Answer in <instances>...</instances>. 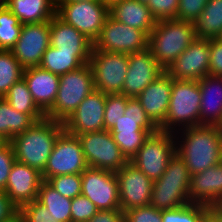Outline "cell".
I'll return each mask as SVG.
<instances>
[{
    "label": "cell",
    "mask_w": 222,
    "mask_h": 222,
    "mask_svg": "<svg viewBox=\"0 0 222 222\" xmlns=\"http://www.w3.org/2000/svg\"><path fill=\"white\" fill-rule=\"evenodd\" d=\"M24 68L11 50H0V98H3L14 83L23 78Z\"/></svg>",
    "instance_id": "cell-33"
},
{
    "label": "cell",
    "mask_w": 222,
    "mask_h": 222,
    "mask_svg": "<svg viewBox=\"0 0 222 222\" xmlns=\"http://www.w3.org/2000/svg\"><path fill=\"white\" fill-rule=\"evenodd\" d=\"M70 210L71 222H88L99 209L87 197L79 195L72 199Z\"/></svg>",
    "instance_id": "cell-39"
},
{
    "label": "cell",
    "mask_w": 222,
    "mask_h": 222,
    "mask_svg": "<svg viewBox=\"0 0 222 222\" xmlns=\"http://www.w3.org/2000/svg\"><path fill=\"white\" fill-rule=\"evenodd\" d=\"M88 167L119 171L128 160L108 130L77 135Z\"/></svg>",
    "instance_id": "cell-12"
},
{
    "label": "cell",
    "mask_w": 222,
    "mask_h": 222,
    "mask_svg": "<svg viewBox=\"0 0 222 222\" xmlns=\"http://www.w3.org/2000/svg\"><path fill=\"white\" fill-rule=\"evenodd\" d=\"M89 64L94 89L104 94H120L128 70V54L103 52L92 48Z\"/></svg>",
    "instance_id": "cell-10"
},
{
    "label": "cell",
    "mask_w": 222,
    "mask_h": 222,
    "mask_svg": "<svg viewBox=\"0 0 222 222\" xmlns=\"http://www.w3.org/2000/svg\"><path fill=\"white\" fill-rule=\"evenodd\" d=\"M210 40L196 38L165 70L173 79L195 80L209 75Z\"/></svg>",
    "instance_id": "cell-17"
},
{
    "label": "cell",
    "mask_w": 222,
    "mask_h": 222,
    "mask_svg": "<svg viewBox=\"0 0 222 222\" xmlns=\"http://www.w3.org/2000/svg\"><path fill=\"white\" fill-rule=\"evenodd\" d=\"M7 5V0H0V7H5Z\"/></svg>",
    "instance_id": "cell-53"
},
{
    "label": "cell",
    "mask_w": 222,
    "mask_h": 222,
    "mask_svg": "<svg viewBox=\"0 0 222 222\" xmlns=\"http://www.w3.org/2000/svg\"><path fill=\"white\" fill-rule=\"evenodd\" d=\"M190 185L189 169L184 160L175 153L161 177L153 182L150 205L159 211L183 206L191 202Z\"/></svg>",
    "instance_id": "cell-5"
},
{
    "label": "cell",
    "mask_w": 222,
    "mask_h": 222,
    "mask_svg": "<svg viewBox=\"0 0 222 222\" xmlns=\"http://www.w3.org/2000/svg\"><path fill=\"white\" fill-rule=\"evenodd\" d=\"M8 143H9V141L0 135V149L5 147Z\"/></svg>",
    "instance_id": "cell-49"
},
{
    "label": "cell",
    "mask_w": 222,
    "mask_h": 222,
    "mask_svg": "<svg viewBox=\"0 0 222 222\" xmlns=\"http://www.w3.org/2000/svg\"><path fill=\"white\" fill-rule=\"evenodd\" d=\"M173 78L166 72L152 81L137 97L150 121L159 128L165 121Z\"/></svg>",
    "instance_id": "cell-21"
},
{
    "label": "cell",
    "mask_w": 222,
    "mask_h": 222,
    "mask_svg": "<svg viewBox=\"0 0 222 222\" xmlns=\"http://www.w3.org/2000/svg\"><path fill=\"white\" fill-rule=\"evenodd\" d=\"M125 222H162L161 211L151 205L126 211Z\"/></svg>",
    "instance_id": "cell-42"
},
{
    "label": "cell",
    "mask_w": 222,
    "mask_h": 222,
    "mask_svg": "<svg viewBox=\"0 0 222 222\" xmlns=\"http://www.w3.org/2000/svg\"><path fill=\"white\" fill-rule=\"evenodd\" d=\"M23 79L32 94L34 102L46 113L56 100L59 75L36 66L24 69Z\"/></svg>",
    "instance_id": "cell-23"
},
{
    "label": "cell",
    "mask_w": 222,
    "mask_h": 222,
    "mask_svg": "<svg viewBox=\"0 0 222 222\" xmlns=\"http://www.w3.org/2000/svg\"><path fill=\"white\" fill-rule=\"evenodd\" d=\"M6 222H22V221H21L20 215L17 213L12 219Z\"/></svg>",
    "instance_id": "cell-50"
},
{
    "label": "cell",
    "mask_w": 222,
    "mask_h": 222,
    "mask_svg": "<svg viewBox=\"0 0 222 222\" xmlns=\"http://www.w3.org/2000/svg\"><path fill=\"white\" fill-rule=\"evenodd\" d=\"M149 36L139 29L107 17L100 36L93 43L98 51L115 53H138L148 49Z\"/></svg>",
    "instance_id": "cell-13"
},
{
    "label": "cell",
    "mask_w": 222,
    "mask_h": 222,
    "mask_svg": "<svg viewBox=\"0 0 222 222\" xmlns=\"http://www.w3.org/2000/svg\"><path fill=\"white\" fill-rule=\"evenodd\" d=\"M47 182L61 195L73 199L81 195L82 177L81 174H65L51 177Z\"/></svg>",
    "instance_id": "cell-37"
},
{
    "label": "cell",
    "mask_w": 222,
    "mask_h": 222,
    "mask_svg": "<svg viewBox=\"0 0 222 222\" xmlns=\"http://www.w3.org/2000/svg\"><path fill=\"white\" fill-rule=\"evenodd\" d=\"M157 20L177 19L179 0H142Z\"/></svg>",
    "instance_id": "cell-40"
},
{
    "label": "cell",
    "mask_w": 222,
    "mask_h": 222,
    "mask_svg": "<svg viewBox=\"0 0 222 222\" xmlns=\"http://www.w3.org/2000/svg\"><path fill=\"white\" fill-rule=\"evenodd\" d=\"M16 111L28 114L35 122L46 118L45 113L34 102L24 79H20L9 88L3 97Z\"/></svg>",
    "instance_id": "cell-30"
},
{
    "label": "cell",
    "mask_w": 222,
    "mask_h": 222,
    "mask_svg": "<svg viewBox=\"0 0 222 222\" xmlns=\"http://www.w3.org/2000/svg\"><path fill=\"white\" fill-rule=\"evenodd\" d=\"M22 26L7 6L0 7V50H11L15 46Z\"/></svg>",
    "instance_id": "cell-34"
},
{
    "label": "cell",
    "mask_w": 222,
    "mask_h": 222,
    "mask_svg": "<svg viewBox=\"0 0 222 222\" xmlns=\"http://www.w3.org/2000/svg\"><path fill=\"white\" fill-rule=\"evenodd\" d=\"M201 91L198 81L173 79L171 99L160 131L175 133L200 126Z\"/></svg>",
    "instance_id": "cell-4"
},
{
    "label": "cell",
    "mask_w": 222,
    "mask_h": 222,
    "mask_svg": "<svg viewBox=\"0 0 222 222\" xmlns=\"http://www.w3.org/2000/svg\"><path fill=\"white\" fill-rule=\"evenodd\" d=\"M196 38L216 39L222 33V0H208L201 15L195 20Z\"/></svg>",
    "instance_id": "cell-28"
},
{
    "label": "cell",
    "mask_w": 222,
    "mask_h": 222,
    "mask_svg": "<svg viewBox=\"0 0 222 222\" xmlns=\"http://www.w3.org/2000/svg\"><path fill=\"white\" fill-rule=\"evenodd\" d=\"M127 96L107 94L104 113V130L110 131L125 114Z\"/></svg>",
    "instance_id": "cell-36"
},
{
    "label": "cell",
    "mask_w": 222,
    "mask_h": 222,
    "mask_svg": "<svg viewBox=\"0 0 222 222\" xmlns=\"http://www.w3.org/2000/svg\"><path fill=\"white\" fill-rule=\"evenodd\" d=\"M88 222H125V214L121 209L98 210Z\"/></svg>",
    "instance_id": "cell-45"
},
{
    "label": "cell",
    "mask_w": 222,
    "mask_h": 222,
    "mask_svg": "<svg viewBox=\"0 0 222 222\" xmlns=\"http://www.w3.org/2000/svg\"><path fill=\"white\" fill-rule=\"evenodd\" d=\"M83 1H92V0H56V2H83Z\"/></svg>",
    "instance_id": "cell-51"
},
{
    "label": "cell",
    "mask_w": 222,
    "mask_h": 222,
    "mask_svg": "<svg viewBox=\"0 0 222 222\" xmlns=\"http://www.w3.org/2000/svg\"><path fill=\"white\" fill-rule=\"evenodd\" d=\"M189 196L191 203L203 204L210 208L217 202L222 196V161L191 175Z\"/></svg>",
    "instance_id": "cell-24"
},
{
    "label": "cell",
    "mask_w": 222,
    "mask_h": 222,
    "mask_svg": "<svg viewBox=\"0 0 222 222\" xmlns=\"http://www.w3.org/2000/svg\"><path fill=\"white\" fill-rule=\"evenodd\" d=\"M175 153L174 133L158 130L149 135L129 162L154 182L164 173Z\"/></svg>",
    "instance_id": "cell-9"
},
{
    "label": "cell",
    "mask_w": 222,
    "mask_h": 222,
    "mask_svg": "<svg viewBox=\"0 0 222 222\" xmlns=\"http://www.w3.org/2000/svg\"><path fill=\"white\" fill-rule=\"evenodd\" d=\"M81 195L99 210L120 209L118 180L115 172L87 167L82 173Z\"/></svg>",
    "instance_id": "cell-14"
},
{
    "label": "cell",
    "mask_w": 222,
    "mask_h": 222,
    "mask_svg": "<svg viewBox=\"0 0 222 222\" xmlns=\"http://www.w3.org/2000/svg\"><path fill=\"white\" fill-rule=\"evenodd\" d=\"M50 46V21L23 24L20 36L11 49L24 68L39 66L44 52Z\"/></svg>",
    "instance_id": "cell-16"
},
{
    "label": "cell",
    "mask_w": 222,
    "mask_h": 222,
    "mask_svg": "<svg viewBox=\"0 0 222 222\" xmlns=\"http://www.w3.org/2000/svg\"><path fill=\"white\" fill-rule=\"evenodd\" d=\"M15 161L14 149L9 142L5 147L0 149V191L4 192L9 173Z\"/></svg>",
    "instance_id": "cell-43"
},
{
    "label": "cell",
    "mask_w": 222,
    "mask_h": 222,
    "mask_svg": "<svg viewBox=\"0 0 222 222\" xmlns=\"http://www.w3.org/2000/svg\"><path fill=\"white\" fill-rule=\"evenodd\" d=\"M106 94L93 90L63 122L64 130L75 136L104 130Z\"/></svg>",
    "instance_id": "cell-18"
},
{
    "label": "cell",
    "mask_w": 222,
    "mask_h": 222,
    "mask_svg": "<svg viewBox=\"0 0 222 222\" xmlns=\"http://www.w3.org/2000/svg\"><path fill=\"white\" fill-rule=\"evenodd\" d=\"M174 135L176 154L184 160L191 175L222 161V127L200 125L184 128Z\"/></svg>",
    "instance_id": "cell-1"
},
{
    "label": "cell",
    "mask_w": 222,
    "mask_h": 222,
    "mask_svg": "<svg viewBox=\"0 0 222 222\" xmlns=\"http://www.w3.org/2000/svg\"><path fill=\"white\" fill-rule=\"evenodd\" d=\"M158 130L146 115L140 102L136 98L127 97L125 114L110 133L122 154L130 161L149 135Z\"/></svg>",
    "instance_id": "cell-6"
},
{
    "label": "cell",
    "mask_w": 222,
    "mask_h": 222,
    "mask_svg": "<svg viewBox=\"0 0 222 222\" xmlns=\"http://www.w3.org/2000/svg\"><path fill=\"white\" fill-rule=\"evenodd\" d=\"M63 130L64 126L61 121L44 118L35 122L10 141L16 161L42 173L53 151L55 141Z\"/></svg>",
    "instance_id": "cell-2"
},
{
    "label": "cell",
    "mask_w": 222,
    "mask_h": 222,
    "mask_svg": "<svg viewBox=\"0 0 222 222\" xmlns=\"http://www.w3.org/2000/svg\"><path fill=\"white\" fill-rule=\"evenodd\" d=\"M56 15L72 25L94 43L109 16V6L101 0L83 2H56Z\"/></svg>",
    "instance_id": "cell-8"
},
{
    "label": "cell",
    "mask_w": 222,
    "mask_h": 222,
    "mask_svg": "<svg viewBox=\"0 0 222 222\" xmlns=\"http://www.w3.org/2000/svg\"><path fill=\"white\" fill-rule=\"evenodd\" d=\"M195 39L194 22L163 19L156 22L149 34L148 49L166 70Z\"/></svg>",
    "instance_id": "cell-3"
},
{
    "label": "cell",
    "mask_w": 222,
    "mask_h": 222,
    "mask_svg": "<svg viewBox=\"0 0 222 222\" xmlns=\"http://www.w3.org/2000/svg\"><path fill=\"white\" fill-rule=\"evenodd\" d=\"M209 75L222 77V40H210Z\"/></svg>",
    "instance_id": "cell-44"
},
{
    "label": "cell",
    "mask_w": 222,
    "mask_h": 222,
    "mask_svg": "<svg viewBox=\"0 0 222 222\" xmlns=\"http://www.w3.org/2000/svg\"><path fill=\"white\" fill-rule=\"evenodd\" d=\"M208 0H179L177 19L195 22L201 15Z\"/></svg>",
    "instance_id": "cell-41"
},
{
    "label": "cell",
    "mask_w": 222,
    "mask_h": 222,
    "mask_svg": "<svg viewBox=\"0 0 222 222\" xmlns=\"http://www.w3.org/2000/svg\"><path fill=\"white\" fill-rule=\"evenodd\" d=\"M22 24L50 21L56 15V0H7L6 5Z\"/></svg>",
    "instance_id": "cell-27"
},
{
    "label": "cell",
    "mask_w": 222,
    "mask_h": 222,
    "mask_svg": "<svg viewBox=\"0 0 222 222\" xmlns=\"http://www.w3.org/2000/svg\"><path fill=\"white\" fill-rule=\"evenodd\" d=\"M88 164L77 136L63 130L55 141L51 155L47 160L42 179L65 174H81Z\"/></svg>",
    "instance_id": "cell-11"
},
{
    "label": "cell",
    "mask_w": 222,
    "mask_h": 222,
    "mask_svg": "<svg viewBox=\"0 0 222 222\" xmlns=\"http://www.w3.org/2000/svg\"><path fill=\"white\" fill-rule=\"evenodd\" d=\"M34 123L28 114L16 111L4 98H0V135L9 142Z\"/></svg>",
    "instance_id": "cell-31"
},
{
    "label": "cell",
    "mask_w": 222,
    "mask_h": 222,
    "mask_svg": "<svg viewBox=\"0 0 222 222\" xmlns=\"http://www.w3.org/2000/svg\"><path fill=\"white\" fill-rule=\"evenodd\" d=\"M204 222H222V217L210 208L205 216Z\"/></svg>",
    "instance_id": "cell-47"
},
{
    "label": "cell",
    "mask_w": 222,
    "mask_h": 222,
    "mask_svg": "<svg viewBox=\"0 0 222 222\" xmlns=\"http://www.w3.org/2000/svg\"><path fill=\"white\" fill-rule=\"evenodd\" d=\"M115 175L118 180L120 209L124 213L150 205L153 181L142 171L128 161Z\"/></svg>",
    "instance_id": "cell-15"
},
{
    "label": "cell",
    "mask_w": 222,
    "mask_h": 222,
    "mask_svg": "<svg viewBox=\"0 0 222 222\" xmlns=\"http://www.w3.org/2000/svg\"><path fill=\"white\" fill-rule=\"evenodd\" d=\"M36 201L46 207L50 214L60 222H71L72 199L61 195L45 180L39 187Z\"/></svg>",
    "instance_id": "cell-29"
},
{
    "label": "cell",
    "mask_w": 222,
    "mask_h": 222,
    "mask_svg": "<svg viewBox=\"0 0 222 222\" xmlns=\"http://www.w3.org/2000/svg\"><path fill=\"white\" fill-rule=\"evenodd\" d=\"M50 46L57 48L58 51L73 52L88 64L93 43L72 25L55 15L50 20Z\"/></svg>",
    "instance_id": "cell-22"
},
{
    "label": "cell",
    "mask_w": 222,
    "mask_h": 222,
    "mask_svg": "<svg viewBox=\"0 0 222 222\" xmlns=\"http://www.w3.org/2000/svg\"><path fill=\"white\" fill-rule=\"evenodd\" d=\"M18 213V209L10 202L7 195L0 191V222L12 219Z\"/></svg>",
    "instance_id": "cell-46"
},
{
    "label": "cell",
    "mask_w": 222,
    "mask_h": 222,
    "mask_svg": "<svg viewBox=\"0 0 222 222\" xmlns=\"http://www.w3.org/2000/svg\"><path fill=\"white\" fill-rule=\"evenodd\" d=\"M209 206L187 203L183 206L161 211L162 222H204Z\"/></svg>",
    "instance_id": "cell-35"
},
{
    "label": "cell",
    "mask_w": 222,
    "mask_h": 222,
    "mask_svg": "<svg viewBox=\"0 0 222 222\" xmlns=\"http://www.w3.org/2000/svg\"><path fill=\"white\" fill-rule=\"evenodd\" d=\"M211 209L222 217V196L217 200V202L211 207Z\"/></svg>",
    "instance_id": "cell-48"
},
{
    "label": "cell",
    "mask_w": 222,
    "mask_h": 222,
    "mask_svg": "<svg viewBox=\"0 0 222 222\" xmlns=\"http://www.w3.org/2000/svg\"><path fill=\"white\" fill-rule=\"evenodd\" d=\"M201 91L200 125L222 127V77L205 76L198 80Z\"/></svg>",
    "instance_id": "cell-25"
},
{
    "label": "cell",
    "mask_w": 222,
    "mask_h": 222,
    "mask_svg": "<svg viewBox=\"0 0 222 222\" xmlns=\"http://www.w3.org/2000/svg\"><path fill=\"white\" fill-rule=\"evenodd\" d=\"M103 3L107 4L108 6H110L112 3L119 1V0H101Z\"/></svg>",
    "instance_id": "cell-52"
},
{
    "label": "cell",
    "mask_w": 222,
    "mask_h": 222,
    "mask_svg": "<svg viewBox=\"0 0 222 222\" xmlns=\"http://www.w3.org/2000/svg\"><path fill=\"white\" fill-rule=\"evenodd\" d=\"M93 90V72L89 63L60 75L57 97L45 113L46 118L64 122Z\"/></svg>",
    "instance_id": "cell-7"
},
{
    "label": "cell",
    "mask_w": 222,
    "mask_h": 222,
    "mask_svg": "<svg viewBox=\"0 0 222 222\" xmlns=\"http://www.w3.org/2000/svg\"><path fill=\"white\" fill-rule=\"evenodd\" d=\"M42 175L26 164L15 161L9 173L4 193L10 202L19 209L24 204L37 199Z\"/></svg>",
    "instance_id": "cell-20"
},
{
    "label": "cell",
    "mask_w": 222,
    "mask_h": 222,
    "mask_svg": "<svg viewBox=\"0 0 222 222\" xmlns=\"http://www.w3.org/2000/svg\"><path fill=\"white\" fill-rule=\"evenodd\" d=\"M85 63L73 52L58 51L49 46L43 54L40 67L56 75L79 69Z\"/></svg>",
    "instance_id": "cell-32"
},
{
    "label": "cell",
    "mask_w": 222,
    "mask_h": 222,
    "mask_svg": "<svg viewBox=\"0 0 222 222\" xmlns=\"http://www.w3.org/2000/svg\"><path fill=\"white\" fill-rule=\"evenodd\" d=\"M109 15L130 27L144 31L148 36L157 20L142 0H119L109 6Z\"/></svg>",
    "instance_id": "cell-26"
},
{
    "label": "cell",
    "mask_w": 222,
    "mask_h": 222,
    "mask_svg": "<svg viewBox=\"0 0 222 222\" xmlns=\"http://www.w3.org/2000/svg\"><path fill=\"white\" fill-rule=\"evenodd\" d=\"M165 70L157 63L149 49L128 54V70L120 94L136 98L152 81Z\"/></svg>",
    "instance_id": "cell-19"
},
{
    "label": "cell",
    "mask_w": 222,
    "mask_h": 222,
    "mask_svg": "<svg viewBox=\"0 0 222 222\" xmlns=\"http://www.w3.org/2000/svg\"><path fill=\"white\" fill-rule=\"evenodd\" d=\"M18 214L22 222H60L50 214L46 207L36 200L20 207Z\"/></svg>",
    "instance_id": "cell-38"
}]
</instances>
